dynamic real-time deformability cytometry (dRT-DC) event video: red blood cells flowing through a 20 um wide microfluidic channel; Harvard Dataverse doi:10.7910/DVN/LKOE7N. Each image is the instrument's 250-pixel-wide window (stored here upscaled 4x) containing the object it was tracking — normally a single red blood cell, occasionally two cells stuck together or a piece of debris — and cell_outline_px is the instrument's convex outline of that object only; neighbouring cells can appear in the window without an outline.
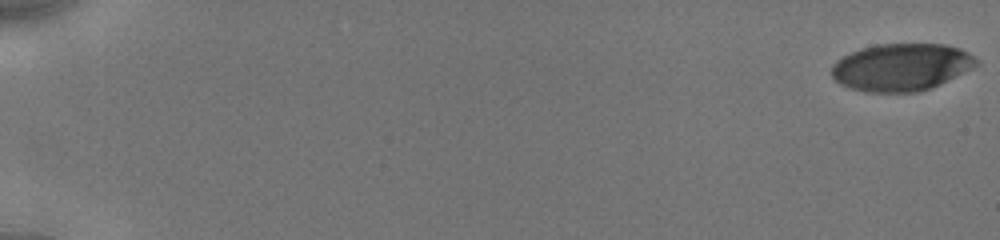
{"species": "human", "species_latin": "Homo sapiens", "temperature_condition": "cold", "stored_images_in_passage": 36, "camera_frame_rate_fps": 3000, "um_per_image_px": 0.085, "donor": {"sex": "male"}, "frame": {"image": 1, "passage_image": 1, "time_ms": 0.0, "image_size_px": [1000, 240], "cell_outline_px": [[980, 64], [940, 84], [920, 92], [868, 92], [852, 88], [840, 84], [832, 76], [832, 64], [836, 60], [860, 48], [876, 44], [944, 44], [960, 48], [968, 52], [980, 60]], "centroid_in_image_um": [76.64, 5.7], "position_along_channel_um": 8.4, "area_um2": 40.0}}
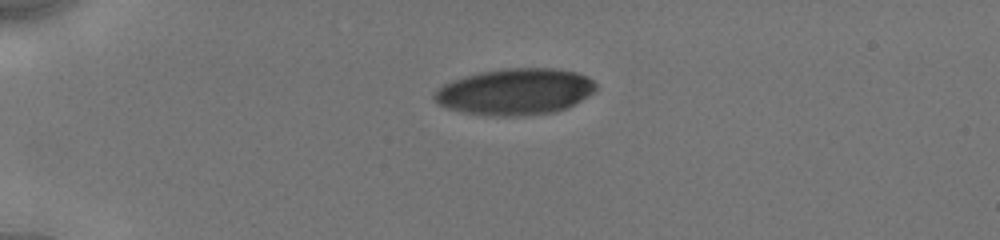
{"frame": {"image": 2, "passage_image": 27, "time_ms": 4.667, "image_size_px": [1000, 240], "cell_outline_px": [[596, 88], [592, 92], [580, 100], [564, 108], [552, 112], [512, 116], [496, 116], [468, 112], [448, 108], [440, 104], [432, 96], [444, 84], [452, 80], [464, 76], [480, 72], [508, 68], [552, 68], [576, 72], [592, 80], [596, 84]], "centroid_in_image_um": [43.78, 7.77], "position_along_channel_um": 41.2, "area_um2": 42.77}}